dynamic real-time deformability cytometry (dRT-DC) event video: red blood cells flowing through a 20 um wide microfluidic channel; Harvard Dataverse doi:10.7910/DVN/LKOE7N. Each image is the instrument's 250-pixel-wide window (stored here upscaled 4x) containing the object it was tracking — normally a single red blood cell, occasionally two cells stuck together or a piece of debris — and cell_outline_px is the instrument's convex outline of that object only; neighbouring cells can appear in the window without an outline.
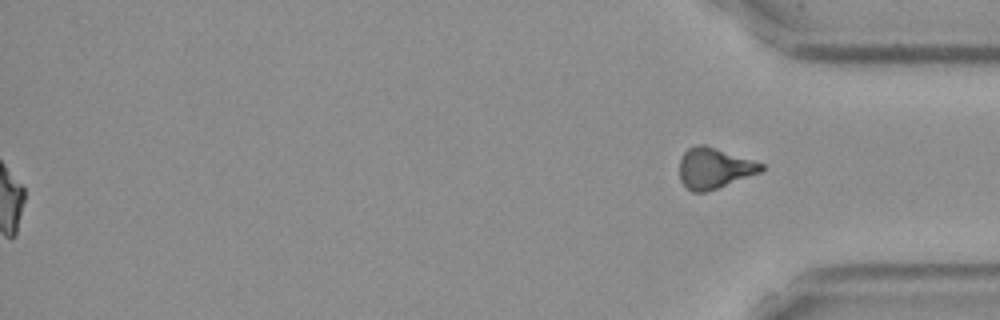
{"species": "Egyptian fruit bat (a non-hibernating species)", "species_latin": "Rousettus aegyptiacus", "temperature_condition": "cold", "stored_images_in_passage": 43, "segment_of_instrument_passage": [2, 2], "camera_frame_rate_fps": 3000, "um_per_image_px": 0.085, "frame": {"image": 1, "passage_image": 43, "time_ms": 14.0, "image_size_px": [1000, 320], "cell_outline_px": [[764, 168], [760, 172], [716, 188], [704, 192], [692, 192], [680, 180], [680, 160], [684, 152], [688, 148], [696, 144], [704, 144], [764, 164]], "centroid_in_image_um": [60.68, 14.28], "position_along_channel_um": 374.5, "area_um2": 19.02}}